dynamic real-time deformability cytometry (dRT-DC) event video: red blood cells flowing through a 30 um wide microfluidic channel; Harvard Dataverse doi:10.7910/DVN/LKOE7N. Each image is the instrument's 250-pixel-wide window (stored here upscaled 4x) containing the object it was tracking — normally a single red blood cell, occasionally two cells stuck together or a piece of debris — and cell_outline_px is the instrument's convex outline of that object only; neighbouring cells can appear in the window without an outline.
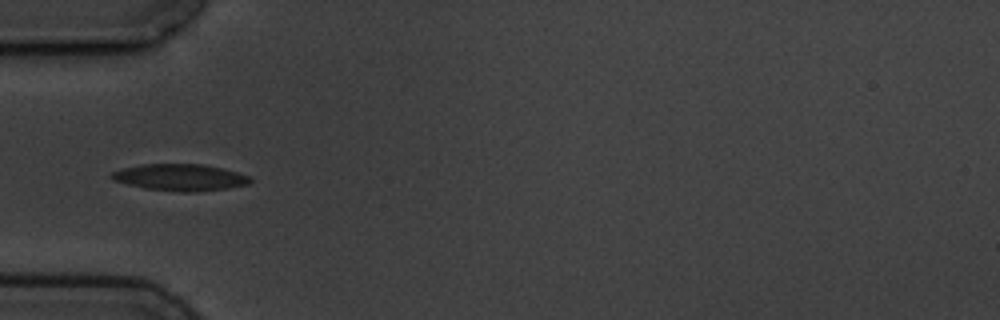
{"species": "common noctule bat (a hibernating species)", "species_latin": "Nyctalus noctula", "temperature_condition": "cold", "stored_images_in_passage": 8, "camera_frame_rate_fps": 3000, "um_per_image_px": 0.085, "animal": {"sex": "male", "body_mass_g": 19.5, "forearm_length_mm": 54.6}, "frame": {"image": 1, "passage_image": 5, "time_ms": 5.667, "image_size_px": [1000, 320], "cell_outline_px": [[252, 180], [248, 184], [228, 188], [196, 192], [180, 192], [144, 188], [112, 180], [108, 176], [112, 172], [124, 168], [144, 164], [204, 164], [224, 168], [252, 176]], "centroid_in_image_um": [15.35, 15.08], "position_along_channel_um": 69.7, "area_um2": 21.73}}
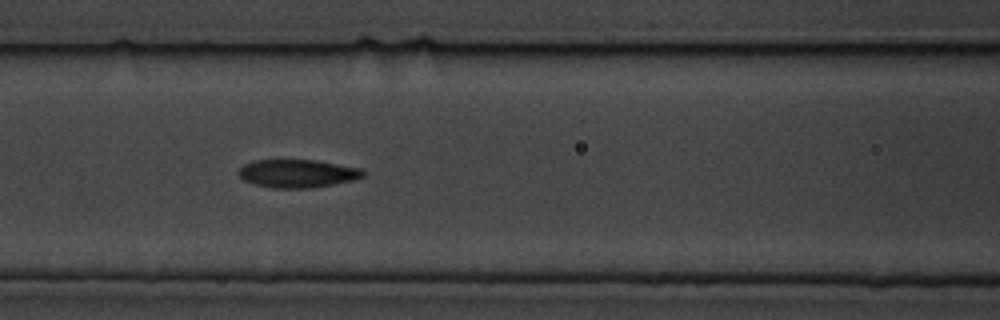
{"frame": {"image": 2, "passage_image": 7, "time_ms": 7.667, "image_size_px": [1000, 320], "cell_outline_px": [[364, 176], [352, 180], [312, 188], [272, 188], [256, 184], [244, 180], [236, 172], [244, 164], [252, 160], [316, 160], [360, 168], [364, 172]], "centroid_in_image_um": [25.25, 14.74], "position_along_channel_um": 141.3, "area_um2": 20.29}}
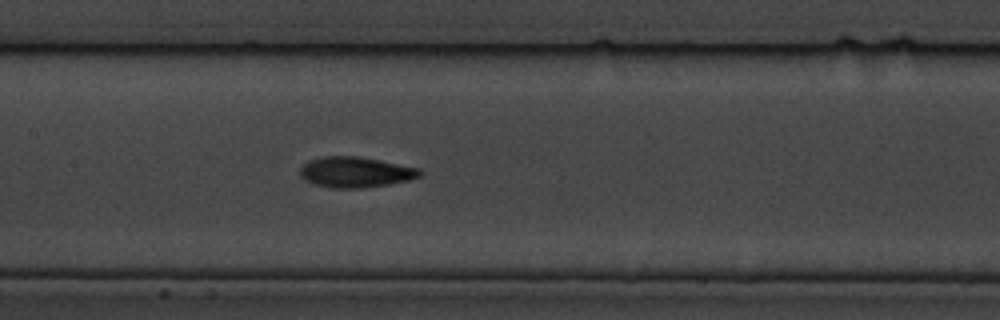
{"frame": {"image": 3, "passage_image": 8, "time_ms": 8.667, "image_size_px": [1000, 320], "cell_outline_px": [[424, 172], [420, 176], [408, 180], [388, 184], [360, 188], [332, 188], [312, 184], [304, 180], [300, 176], [300, 168], [308, 160], [320, 156], [356, 156], [380, 160], [420, 168]], "centroid_in_image_um": [30.19, 14.63], "position_along_channel_um": 177.2, "area_um2": 21.5}}